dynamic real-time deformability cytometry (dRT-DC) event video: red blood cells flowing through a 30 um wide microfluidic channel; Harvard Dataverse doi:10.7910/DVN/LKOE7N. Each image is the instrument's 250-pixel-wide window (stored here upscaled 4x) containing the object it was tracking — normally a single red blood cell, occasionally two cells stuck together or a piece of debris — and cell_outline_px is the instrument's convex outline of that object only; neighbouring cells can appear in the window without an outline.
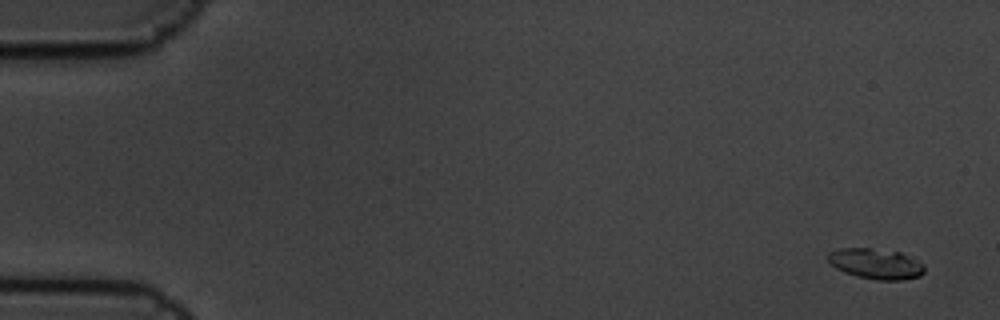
{"species": "common noctule bat (a hibernating species)", "species_latin": "Nyctalus noctula", "temperature_condition": "cold", "stored_images_in_passage": 10, "camera_frame_rate_fps": 3000, "um_per_image_px": 0.085, "animal": {"sex": "male", "body_mass_g": 19.5, "forearm_length_mm": 54.6}, "frame": {"image": 1, "passage_image": 1, "time_ms": 0.0, "image_size_px": [1000, 320], "cell_outline_px": [[924, 272], [920, 276], [900, 280], [876, 280], [856, 276], [844, 272], [836, 268], [824, 256], [828, 252], [840, 248], [868, 248], [900, 252], [920, 260], [924, 264]], "centroid_in_image_um": [74.44, 22.41], "position_along_channel_um": 10.6, "area_um2": 17.34}}
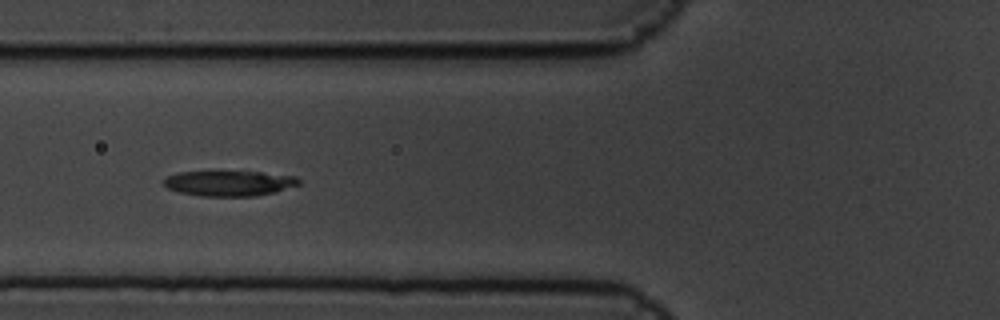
{"frame": {"image": 2, "passage_image": 7, "time_ms": 2.0, "image_size_px": [1000, 320], "cell_outline_px": [[300, 184], [276, 192], [256, 196], [200, 196], [180, 192], [168, 188], [164, 184], [164, 180], [168, 176], [180, 172], [260, 172], [296, 176], [300, 180]], "centroid_in_image_um": [19.53, 15.58], "position_along_channel_um": 106.3, "area_um2": 19.77}}
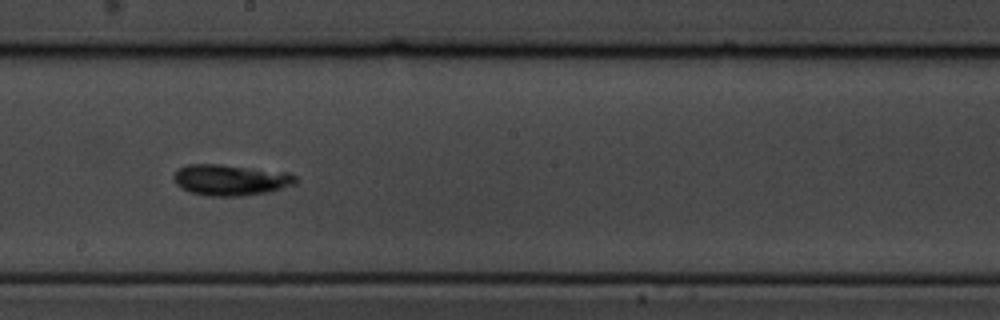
{"frame": {"image": 3, "passage_image": 10, "time_ms": 3.0, "image_size_px": [1000, 320], "cell_outline_px": [[296, 184], [268, 192], [240, 196], [208, 196], [188, 192], [180, 188], [176, 184], [172, 176], [176, 168], [188, 164], [220, 164], [288, 172], [296, 176]], "centroid_in_image_um": [19.55, 15.29], "position_along_channel_um": 228.7, "area_um2": 22.31}}